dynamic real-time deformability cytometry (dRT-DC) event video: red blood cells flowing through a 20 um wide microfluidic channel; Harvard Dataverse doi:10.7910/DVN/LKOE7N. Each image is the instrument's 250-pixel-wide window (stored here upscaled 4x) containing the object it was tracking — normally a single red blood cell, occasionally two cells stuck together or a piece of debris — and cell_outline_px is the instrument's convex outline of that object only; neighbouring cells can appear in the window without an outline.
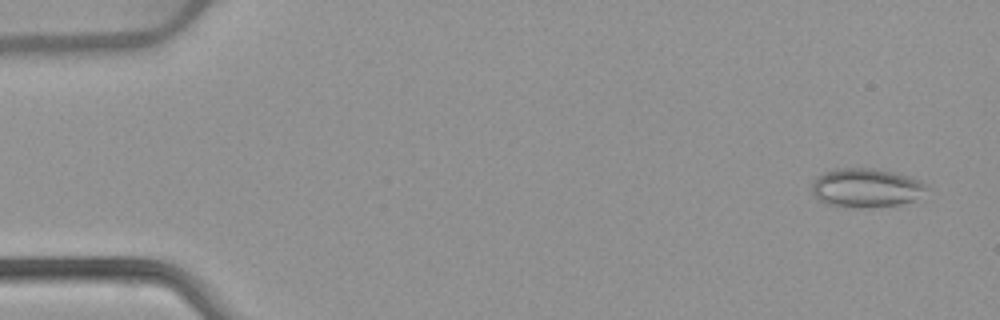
{"species": "common noctule bat (a hibernating species)", "species_latin": "Nyctalus noctula", "temperature_condition": "warm", "stored_images_in_passage": 53, "camera_frame_rate_fps": 3000, "um_per_image_px": 0.085, "animal": {"sex": "female", "body_mass_g": 22.7, "forearm_length_mm": 54.2}, "frame": {"image": 1, "passage_image": 3, "time_ms": 0.667, "image_size_px": [1000, 320], "cell_outline_px": [[932, 188], [916, 200], [900, 204], [868, 208], [844, 208], [828, 204], [820, 200], [812, 192], [812, 180], [816, 176], [824, 172], [836, 168], [872, 168], [896, 172], [908, 176]], "centroid_in_image_um": [73.63, 15.98], "position_along_channel_um": 11.4, "area_um2": 26.53}}
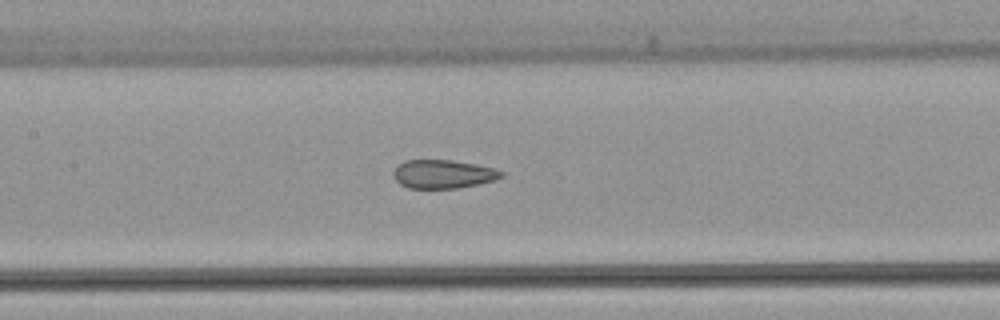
{"frame": {"image": 2, "passage_image": 25, "time_ms": 8.0, "image_size_px": [1000, 320], "cell_outline_px": [[504, 176], [496, 180], [456, 188], [408, 188], [400, 184], [392, 176], [392, 172], [404, 160], [452, 160], [476, 164], [492, 168], [504, 172]], "centroid_in_image_um": [37.65, 14.79], "position_along_channel_um": 169.7, "area_um2": 17.92}}
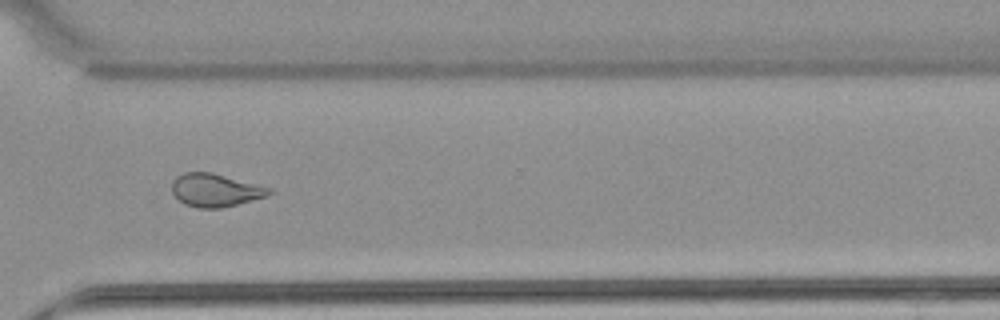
{"frame": {"image": 3, "passage_image": 39, "time_ms": 12.667, "image_size_px": [1000, 320], "cell_outline_px": [[272, 192], [268, 196], [220, 208], [196, 208], [184, 204], [172, 192], [172, 180], [176, 176], [184, 172], [212, 172], [272, 188]], "centroid_in_image_um": [18.29, 16.16], "position_along_channel_um": 352.3, "area_um2": 18.73}, "authors_computed_cell_mechanics": {"area_um2": 20.1144, "velocity_mm_per_s": 3.9175, "shape_relaxation_time_tau1_ms": null, "shape_relaxation_time_tau2_ms": 1.1765, "deformation_change_tau1": null, "deformation_change_tau2": 0.0725}}